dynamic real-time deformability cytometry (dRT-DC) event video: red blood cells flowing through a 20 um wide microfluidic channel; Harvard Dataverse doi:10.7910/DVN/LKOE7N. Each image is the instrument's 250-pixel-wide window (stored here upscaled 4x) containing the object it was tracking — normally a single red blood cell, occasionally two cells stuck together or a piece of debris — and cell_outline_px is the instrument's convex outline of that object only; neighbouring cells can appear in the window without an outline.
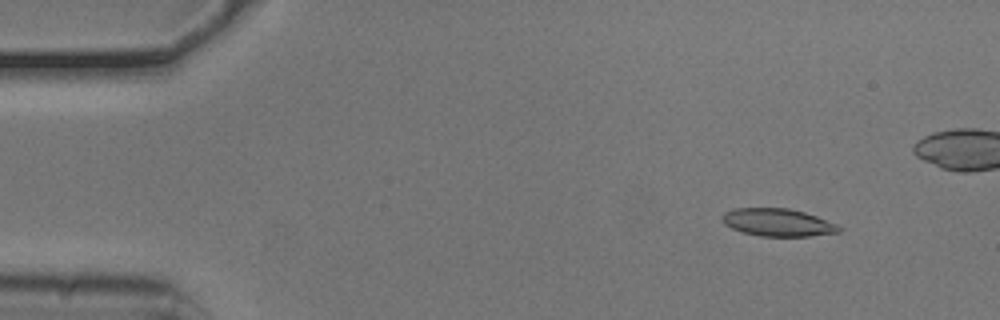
{"species": "common noctule bat (a hibernating species)", "species_latin": "Nyctalus noctula", "temperature_condition": "cold", "stored_images_in_passage": 48, "camera_frame_rate_fps": 3000, "um_per_image_px": 0.085, "animal": {"sex": "male", "body_mass_g": 20.5, "forearm_length_mm": 52.5}, "frame": {"image": 1, "passage_image": 6, "time_ms": 1.667, "image_size_px": [1000, 320], "cell_outline_px": [[844, 228], [840, 232], [808, 236], [760, 236], [740, 232], [724, 224], [724, 212], [732, 208], [788, 208], [804, 212], [816, 216], [836, 224]], "centroid_in_image_um": [66.12, 18.91], "position_along_channel_um": 18.9, "area_um2": 18.79}}
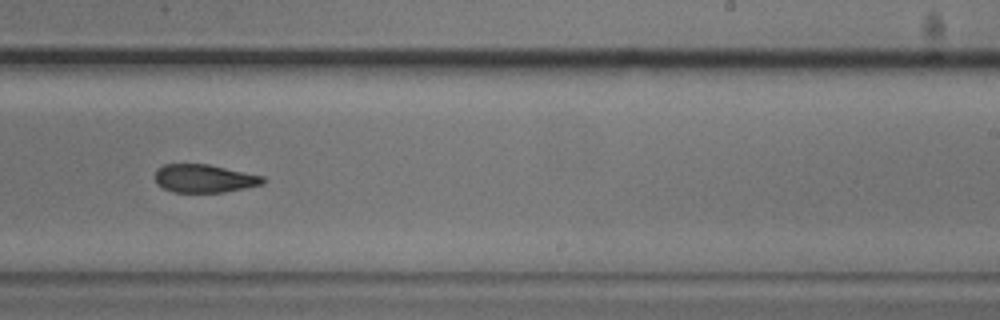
{"frame": {"image": 2, "passage_image": 33, "time_ms": 10.667, "image_size_px": [1000, 320], "cell_outline_px": [[268, 180], [264, 184], [224, 192], [172, 192], [156, 184], [152, 176], [156, 168], [164, 164], [208, 164], [264, 176]], "centroid_in_image_um": [17.33, 15.16], "position_along_channel_um": 271.7, "area_um2": 18.03}}
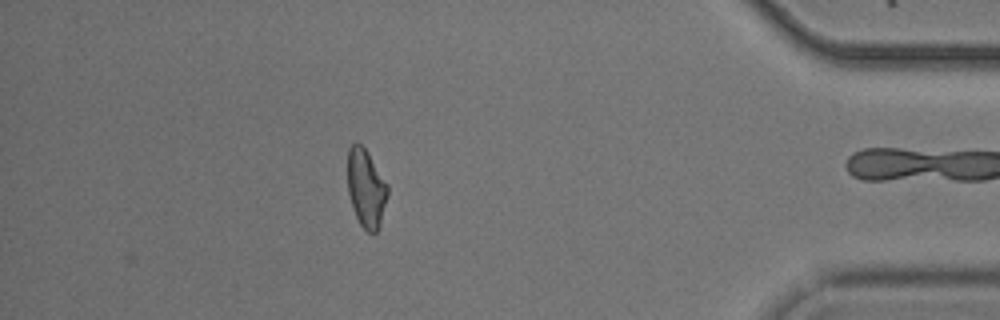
{"frame": {"image": 3, "passage_image": 47, "time_ms": 15.333, "image_size_px": [1000, 320], "cell_outline_px": [[388, 196], [380, 224], [376, 232], [372, 236], [360, 224], [356, 216], [348, 192], [348, 148], [356, 140], [368, 152], [388, 184]], "centroid_in_image_um": [31.13, 15.99], "position_along_channel_um": 404.1, "area_um2": 18.32}, "authors_computed_cell_mechanics": {"area_um2": 19.3919, "velocity_mm_per_s": 3.7865, "shape_relaxation_time_tau1_ms": 4.5804, "shape_relaxation_time_tau2_ms": 3.9178, "deformation_change_tau1": 0.1423, "deformation_change_tau2": 0.1036}}